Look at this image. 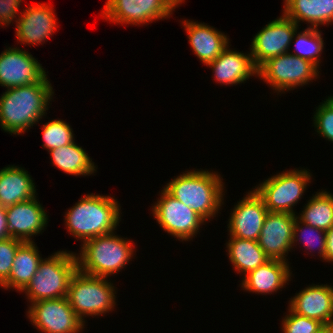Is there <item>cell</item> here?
I'll list each match as a JSON object with an SVG mask.
<instances>
[{
  "label": "cell",
  "mask_w": 333,
  "mask_h": 333,
  "mask_svg": "<svg viewBox=\"0 0 333 333\" xmlns=\"http://www.w3.org/2000/svg\"><path fill=\"white\" fill-rule=\"evenodd\" d=\"M229 237L226 252L237 274L245 276L269 260L257 241Z\"/></svg>",
  "instance_id": "obj_25"
},
{
  "label": "cell",
  "mask_w": 333,
  "mask_h": 333,
  "mask_svg": "<svg viewBox=\"0 0 333 333\" xmlns=\"http://www.w3.org/2000/svg\"><path fill=\"white\" fill-rule=\"evenodd\" d=\"M27 317L41 333H81L86 325L66 297L31 303Z\"/></svg>",
  "instance_id": "obj_11"
},
{
  "label": "cell",
  "mask_w": 333,
  "mask_h": 333,
  "mask_svg": "<svg viewBox=\"0 0 333 333\" xmlns=\"http://www.w3.org/2000/svg\"><path fill=\"white\" fill-rule=\"evenodd\" d=\"M53 96L47 75L40 82L6 89L0 96V127L11 135L24 134L47 115Z\"/></svg>",
  "instance_id": "obj_1"
},
{
  "label": "cell",
  "mask_w": 333,
  "mask_h": 333,
  "mask_svg": "<svg viewBox=\"0 0 333 333\" xmlns=\"http://www.w3.org/2000/svg\"><path fill=\"white\" fill-rule=\"evenodd\" d=\"M181 23L195 56L204 65L213 62L230 43L227 34L204 22L187 19L182 20Z\"/></svg>",
  "instance_id": "obj_20"
},
{
  "label": "cell",
  "mask_w": 333,
  "mask_h": 333,
  "mask_svg": "<svg viewBox=\"0 0 333 333\" xmlns=\"http://www.w3.org/2000/svg\"><path fill=\"white\" fill-rule=\"evenodd\" d=\"M319 28H305L304 30L296 32L293 35L292 43L294 41L295 51L289 52L297 57L306 59L320 68L321 54L324 49V39ZM298 32V33H297Z\"/></svg>",
  "instance_id": "obj_28"
},
{
  "label": "cell",
  "mask_w": 333,
  "mask_h": 333,
  "mask_svg": "<svg viewBox=\"0 0 333 333\" xmlns=\"http://www.w3.org/2000/svg\"><path fill=\"white\" fill-rule=\"evenodd\" d=\"M42 146L49 152L52 149L60 148L74 142L73 129L69 123L61 119L51 120L42 126Z\"/></svg>",
  "instance_id": "obj_30"
},
{
  "label": "cell",
  "mask_w": 333,
  "mask_h": 333,
  "mask_svg": "<svg viewBox=\"0 0 333 333\" xmlns=\"http://www.w3.org/2000/svg\"><path fill=\"white\" fill-rule=\"evenodd\" d=\"M115 196L87 194L65 212L69 232L81 243L115 232L121 221V206Z\"/></svg>",
  "instance_id": "obj_2"
},
{
  "label": "cell",
  "mask_w": 333,
  "mask_h": 333,
  "mask_svg": "<svg viewBox=\"0 0 333 333\" xmlns=\"http://www.w3.org/2000/svg\"><path fill=\"white\" fill-rule=\"evenodd\" d=\"M296 217L286 212L267 213L257 242L269 259L288 262Z\"/></svg>",
  "instance_id": "obj_14"
},
{
  "label": "cell",
  "mask_w": 333,
  "mask_h": 333,
  "mask_svg": "<svg viewBox=\"0 0 333 333\" xmlns=\"http://www.w3.org/2000/svg\"><path fill=\"white\" fill-rule=\"evenodd\" d=\"M319 72L311 61L286 53L264 62L257 70V77L279 95L315 81L320 77Z\"/></svg>",
  "instance_id": "obj_8"
},
{
  "label": "cell",
  "mask_w": 333,
  "mask_h": 333,
  "mask_svg": "<svg viewBox=\"0 0 333 333\" xmlns=\"http://www.w3.org/2000/svg\"><path fill=\"white\" fill-rule=\"evenodd\" d=\"M10 238L8 231L7 217H6V207L0 205V241Z\"/></svg>",
  "instance_id": "obj_35"
},
{
  "label": "cell",
  "mask_w": 333,
  "mask_h": 333,
  "mask_svg": "<svg viewBox=\"0 0 333 333\" xmlns=\"http://www.w3.org/2000/svg\"><path fill=\"white\" fill-rule=\"evenodd\" d=\"M282 319V333H318L325 327L320 321L296 314L289 307Z\"/></svg>",
  "instance_id": "obj_32"
},
{
  "label": "cell",
  "mask_w": 333,
  "mask_h": 333,
  "mask_svg": "<svg viewBox=\"0 0 333 333\" xmlns=\"http://www.w3.org/2000/svg\"><path fill=\"white\" fill-rule=\"evenodd\" d=\"M33 181L22 167L8 165L0 169V205L8 207L35 198L37 189Z\"/></svg>",
  "instance_id": "obj_22"
},
{
  "label": "cell",
  "mask_w": 333,
  "mask_h": 333,
  "mask_svg": "<svg viewBox=\"0 0 333 333\" xmlns=\"http://www.w3.org/2000/svg\"><path fill=\"white\" fill-rule=\"evenodd\" d=\"M42 259L35 242H24L17 249L9 278L0 287L21 292L36 273Z\"/></svg>",
  "instance_id": "obj_24"
},
{
  "label": "cell",
  "mask_w": 333,
  "mask_h": 333,
  "mask_svg": "<svg viewBox=\"0 0 333 333\" xmlns=\"http://www.w3.org/2000/svg\"><path fill=\"white\" fill-rule=\"evenodd\" d=\"M23 243L11 237L0 241V286L9 278L15 254Z\"/></svg>",
  "instance_id": "obj_33"
},
{
  "label": "cell",
  "mask_w": 333,
  "mask_h": 333,
  "mask_svg": "<svg viewBox=\"0 0 333 333\" xmlns=\"http://www.w3.org/2000/svg\"><path fill=\"white\" fill-rule=\"evenodd\" d=\"M299 26L284 13L270 21L251 42V57L258 69L268 59L289 53L292 38Z\"/></svg>",
  "instance_id": "obj_12"
},
{
  "label": "cell",
  "mask_w": 333,
  "mask_h": 333,
  "mask_svg": "<svg viewBox=\"0 0 333 333\" xmlns=\"http://www.w3.org/2000/svg\"><path fill=\"white\" fill-rule=\"evenodd\" d=\"M283 13L298 26L306 22L307 27L333 24V0H283ZM311 24V25H310Z\"/></svg>",
  "instance_id": "obj_23"
},
{
  "label": "cell",
  "mask_w": 333,
  "mask_h": 333,
  "mask_svg": "<svg viewBox=\"0 0 333 333\" xmlns=\"http://www.w3.org/2000/svg\"><path fill=\"white\" fill-rule=\"evenodd\" d=\"M22 0H0V26H8L20 17L19 8ZM19 15H18V14ZM16 19V20H14Z\"/></svg>",
  "instance_id": "obj_34"
},
{
  "label": "cell",
  "mask_w": 333,
  "mask_h": 333,
  "mask_svg": "<svg viewBox=\"0 0 333 333\" xmlns=\"http://www.w3.org/2000/svg\"><path fill=\"white\" fill-rule=\"evenodd\" d=\"M164 189L206 222L216 217L224 204V182L216 171L193 169L182 172L164 185Z\"/></svg>",
  "instance_id": "obj_3"
},
{
  "label": "cell",
  "mask_w": 333,
  "mask_h": 333,
  "mask_svg": "<svg viewBox=\"0 0 333 333\" xmlns=\"http://www.w3.org/2000/svg\"><path fill=\"white\" fill-rule=\"evenodd\" d=\"M185 0H107L101 16L119 24L144 25L170 18Z\"/></svg>",
  "instance_id": "obj_9"
},
{
  "label": "cell",
  "mask_w": 333,
  "mask_h": 333,
  "mask_svg": "<svg viewBox=\"0 0 333 333\" xmlns=\"http://www.w3.org/2000/svg\"><path fill=\"white\" fill-rule=\"evenodd\" d=\"M54 11L53 7L47 3H35L23 9L16 21L17 41L21 45L38 46L49 40L58 26Z\"/></svg>",
  "instance_id": "obj_15"
},
{
  "label": "cell",
  "mask_w": 333,
  "mask_h": 333,
  "mask_svg": "<svg viewBox=\"0 0 333 333\" xmlns=\"http://www.w3.org/2000/svg\"><path fill=\"white\" fill-rule=\"evenodd\" d=\"M31 53L8 47L0 54V86L9 88L40 82L48 73Z\"/></svg>",
  "instance_id": "obj_13"
},
{
  "label": "cell",
  "mask_w": 333,
  "mask_h": 333,
  "mask_svg": "<svg viewBox=\"0 0 333 333\" xmlns=\"http://www.w3.org/2000/svg\"><path fill=\"white\" fill-rule=\"evenodd\" d=\"M313 115L315 131L319 136L333 143V96H328L316 108Z\"/></svg>",
  "instance_id": "obj_31"
},
{
  "label": "cell",
  "mask_w": 333,
  "mask_h": 333,
  "mask_svg": "<svg viewBox=\"0 0 333 333\" xmlns=\"http://www.w3.org/2000/svg\"><path fill=\"white\" fill-rule=\"evenodd\" d=\"M228 45L222 53L206 66L212 69L213 80L223 85L245 83L252 76H257V68L253 64L251 53L231 50Z\"/></svg>",
  "instance_id": "obj_19"
},
{
  "label": "cell",
  "mask_w": 333,
  "mask_h": 333,
  "mask_svg": "<svg viewBox=\"0 0 333 333\" xmlns=\"http://www.w3.org/2000/svg\"><path fill=\"white\" fill-rule=\"evenodd\" d=\"M133 243L114 232L87 240L80 245V253H76L78 270L103 278L116 275L134 258Z\"/></svg>",
  "instance_id": "obj_4"
},
{
  "label": "cell",
  "mask_w": 333,
  "mask_h": 333,
  "mask_svg": "<svg viewBox=\"0 0 333 333\" xmlns=\"http://www.w3.org/2000/svg\"><path fill=\"white\" fill-rule=\"evenodd\" d=\"M288 307L296 314L333 326V286L312 284L290 298Z\"/></svg>",
  "instance_id": "obj_18"
},
{
  "label": "cell",
  "mask_w": 333,
  "mask_h": 333,
  "mask_svg": "<svg viewBox=\"0 0 333 333\" xmlns=\"http://www.w3.org/2000/svg\"><path fill=\"white\" fill-rule=\"evenodd\" d=\"M232 211L228 219V235L257 241L269 212L263 199L253 189L242 200L237 201Z\"/></svg>",
  "instance_id": "obj_16"
},
{
  "label": "cell",
  "mask_w": 333,
  "mask_h": 333,
  "mask_svg": "<svg viewBox=\"0 0 333 333\" xmlns=\"http://www.w3.org/2000/svg\"><path fill=\"white\" fill-rule=\"evenodd\" d=\"M52 164L66 174L73 176H90L97 171L92 158L82 146L75 141L69 145L49 151Z\"/></svg>",
  "instance_id": "obj_26"
},
{
  "label": "cell",
  "mask_w": 333,
  "mask_h": 333,
  "mask_svg": "<svg viewBox=\"0 0 333 333\" xmlns=\"http://www.w3.org/2000/svg\"><path fill=\"white\" fill-rule=\"evenodd\" d=\"M289 262L269 259L242 278L244 291L256 294H274L291 281L292 272Z\"/></svg>",
  "instance_id": "obj_21"
},
{
  "label": "cell",
  "mask_w": 333,
  "mask_h": 333,
  "mask_svg": "<svg viewBox=\"0 0 333 333\" xmlns=\"http://www.w3.org/2000/svg\"><path fill=\"white\" fill-rule=\"evenodd\" d=\"M108 281L107 278L87 275L78 269L72 275L66 299L84 323L87 316H104L114 310L116 287Z\"/></svg>",
  "instance_id": "obj_6"
},
{
  "label": "cell",
  "mask_w": 333,
  "mask_h": 333,
  "mask_svg": "<svg viewBox=\"0 0 333 333\" xmlns=\"http://www.w3.org/2000/svg\"><path fill=\"white\" fill-rule=\"evenodd\" d=\"M318 333H333V326H325L321 331Z\"/></svg>",
  "instance_id": "obj_37"
},
{
  "label": "cell",
  "mask_w": 333,
  "mask_h": 333,
  "mask_svg": "<svg viewBox=\"0 0 333 333\" xmlns=\"http://www.w3.org/2000/svg\"><path fill=\"white\" fill-rule=\"evenodd\" d=\"M300 242L304 245L305 250L311 253L314 248L318 249L319 257L325 261L326 231L305 224L296 217L293 227L292 250L294 246H297L296 243Z\"/></svg>",
  "instance_id": "obj_29"
},
{
  "label": "cell",
  "mask_w": 333,
  "mask_h": 333,
  "mask_svg": "<svg viewBox=\"0 0 333 333\" xmlns=\"http://www.w3.org/2000/svg\"><path fill=\"white\" fill-rule=\"evenodd\" d=\"M297 218L305 224L327 231L333 226V194L325 190L316 192L303 206Z\"/></svg>",
  "instance_id": "obj_27"
},
{
  "label": "cell",
  "mask_w": 333,
  "mask_h": 333,
  "mask_svg": "<svg viewBox=\"0 0 333 333\" xmlns=\"http://www.w3.org/2000/svg\"><path fill=\"white\" fill-rule=\"evenodd\" d=\"M325 262L333 263V226L326 231Z\"/></svg>",
  "instance_id": "obj_36"
},
{
  "label": "cell",
  "mask_w": 333,
  "mask_h": 333,
  "mask_svg": "<svg viewBox=\"0 0 333 333\" xmlns=\"http://www.w3.org/2000/svg\"><path fill=\"white\" fill-rule=\"evenodd\" d=\"M159 198L151 210L156 222L162 230L179 241H191L206 221L190 207L171 196L164 188Z\"/></svg>",
  "instance_id": "obj_10"
},
{
  "label": "cell",
  "mask_w": 333,
  "mask_h": 333,
  "mask_svg": "<svg viewBox=\"0 0 333 333\" xmlns=\"http://www.w3.org/2000/svg\"><path fill=\"white\" fill-rule=\"evenodd\" d=\"M76 253L57 251L43 258L24 292L29 303L66 297L72 275L78 269Z\"/></svg>",
  "instance_id": "obj_5"
},
{
  "label": "cell",
  "mask_w": 333,
  "mask_h": 333,
  "mask_svg": "<svg viewBox=\"0 0 333 333\" xmlns=\"http://www.w3.org/2000/svg\"><path fill=\"white\" fill-rule=\"evenodd\" d=\"M309 169L283 171L263 180L255 186V192L263 199L269 212H286L297 215L293 207L302 199L311 183Z\"/></svg>",
  "instance_id": "obj_7"
},
{
  "label": "cell",
  "mask_w": 333,
  "mask_h": 333,
  "mask_svg": "<svg viewBox=\"0 0 333 333\" xmlns=\"http://www.w3.org/2000/svg\"><path fill=\"white\" fill-rule=\"evenodd\" d=\"M8 231L11 238L34 242L32 236L42 234L48 224V215L35 198L6 207Z\"/></svg>",
  "instance_id": "obj_17"
}]
</instances>
